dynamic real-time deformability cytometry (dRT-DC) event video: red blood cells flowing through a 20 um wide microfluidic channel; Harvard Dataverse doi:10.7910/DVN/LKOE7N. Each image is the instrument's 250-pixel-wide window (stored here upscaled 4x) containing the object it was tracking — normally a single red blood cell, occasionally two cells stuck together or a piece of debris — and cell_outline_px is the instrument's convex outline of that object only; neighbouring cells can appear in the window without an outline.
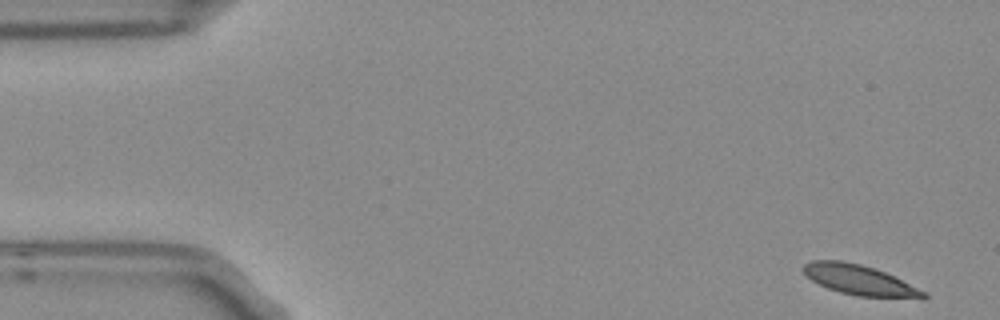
{"species": "Egyptian fruit bat (a non-hibernating species)", "species_latin": "Rousettus aegyptiacus", "temperature_condition": "room temperature", "stored_images_in_passage": 7, "camera_frame_rate_fps": 3000, "um_per_image_px": 0.085, "frame": {"image": 1, "passage_image": 1, "time_ms": 0.0, "image_size_px": [1000, 320], "cell_outline_px": [[928, 296], [856, 296], [840, 292], [828, 288], [812, 280], [800, 268], [804, 264], [812, 260], [840, 260], [860, 264], [884, 272], [928, 292]], "centroid_in_image_um": [72.95, 23.76], "position_along_channel_um": 12.0, "area_um2": 20.29}}
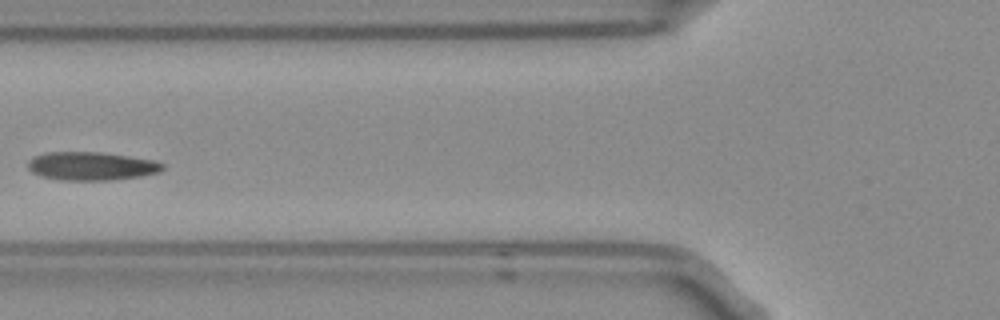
{"frame": {"image": 2, "passage_image": 6, "time_ms": 1.667, "image_size_px": [1000, 320], "cell_outline_px": [[164, 168], [160, 172], [140, 176], [112, 180], [60, 180], [40, 176], [32, 172], [28, 168], [28, 160], [36, 156], [48, 152], [100, 152], [128, 156], [152, 160], [164, 164]], "centroid_in_image_um": [7.76, 14.12], "position_along_channel_um": 118.0, "area_um2": 22.2}}